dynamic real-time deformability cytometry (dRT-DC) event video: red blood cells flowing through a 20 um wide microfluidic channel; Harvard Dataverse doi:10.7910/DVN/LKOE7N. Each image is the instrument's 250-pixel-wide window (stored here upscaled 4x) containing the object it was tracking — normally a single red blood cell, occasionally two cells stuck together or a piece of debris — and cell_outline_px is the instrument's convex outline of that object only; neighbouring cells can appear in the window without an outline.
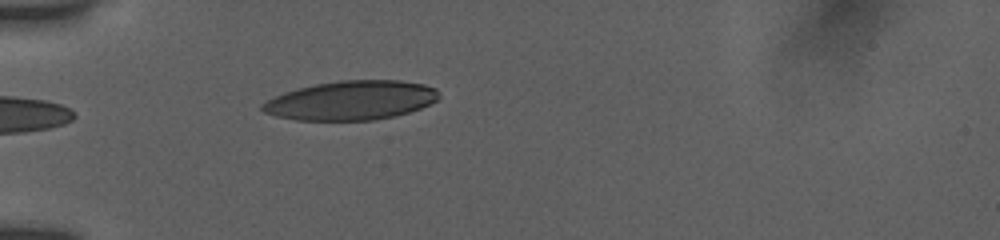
{"species": "human", "species_latin": "Homo sapiens", "temperature_condition": "room temperature", "stored_images_in_passage": 6, "camera_frame_rate_fps": 3000, "um_per_image_px": 0.085, "donor": {"sex": "female"}, "frame": {"image": 1, "passage_image": 6, "time_ms": 5.333, "image_size_px": [1000, 240], "cell_outline_px": [[440, 96], [436, 100], [420, 108], [396, 116], [376, 120], [296, 120], [276, 116], [264, 112], [260, 108], [260, 104], [284, 92], [296, 88], [316, 84], [340, 80], [400, 80], [424, 84], [436, 88]], "centroid_in_image_um": [29.84, 8.53], "position_along_channel_um": 55.2, "area_um2": 40.34}}